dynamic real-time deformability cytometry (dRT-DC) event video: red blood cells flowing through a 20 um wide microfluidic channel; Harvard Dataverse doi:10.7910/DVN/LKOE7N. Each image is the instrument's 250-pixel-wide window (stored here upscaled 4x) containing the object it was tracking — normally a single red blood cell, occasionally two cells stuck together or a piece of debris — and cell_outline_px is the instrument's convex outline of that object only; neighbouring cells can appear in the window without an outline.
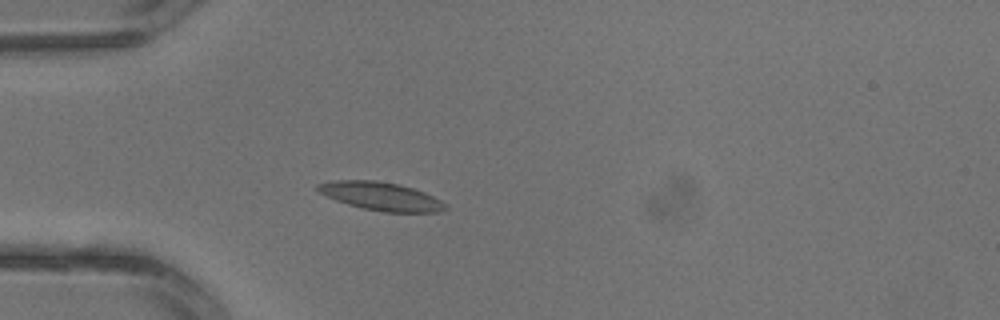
{"species": "common noctule bat (a hibernating species)", "species_latin": "Nyctalus noctula", "temperature_condition": "warm", "stored_images_in_passage": 3, "camera_frame_rate_fps": 3000, "um_per_image_px": 0.085, "animal": {"sex": "male", "body_mass_g": 13.3}, "frame": {"image": 1, "passage_image": 3, "time_ms": 0.667, "image_size_px": [1000, 320], "cell_outline_px": [[448, 208], [440, 212], [384, 212], [364, 208], [348, 204], [336, 200], [320, 192], [316, 188], [316, 184], [336, 180], [376, 180], [400, 184], [424, 192], [448, 204]], "centroid_in_image_um": [32.42, 16.68], "position_along_channel_um": 52.6, "area_um2": 20.92}}